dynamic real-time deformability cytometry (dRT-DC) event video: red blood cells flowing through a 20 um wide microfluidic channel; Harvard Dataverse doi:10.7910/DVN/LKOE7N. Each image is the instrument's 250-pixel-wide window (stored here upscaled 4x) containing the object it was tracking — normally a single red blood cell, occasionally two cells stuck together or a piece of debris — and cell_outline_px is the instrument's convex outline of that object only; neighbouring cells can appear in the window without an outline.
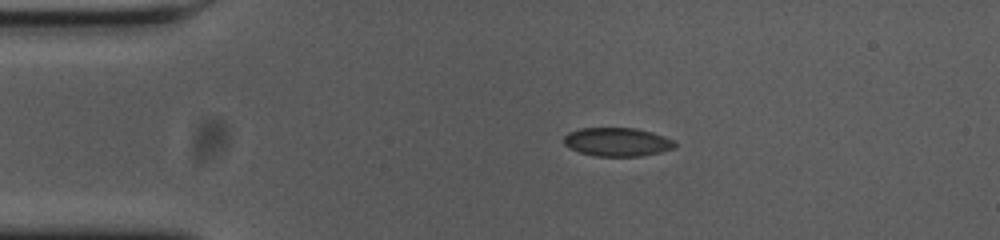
{"species": "common noctule bat (a hibernating species)", "species_latin": "Nyctalus noctula", "temperature_condition": "cold", "stored_images_in_passage": 46, "camera_frame_rate_fps": 3000, "um_per_image_px": 0.085, "animal": {"sex": "female", "body_mass_g": 23.0, "forearm_length_mm": 53.4}, "frame": {"image": 1, "passage_image": 1, "time_ms": 0.0, "image_size_px": [1000, 240], "cell_outline_px": [[676, 148], [660, 152], [640, 156], [596, 156], [580, 152], [564, 144], [564, 136], [568, 132], [580, 128], [636, 128], [652, 132], [664, 136], [672, 140], [676, 144]], "centroid_in_image_um": [52.48, 12.06], "position_along_channel_um": 32.5, "area_um2": 18.44}}
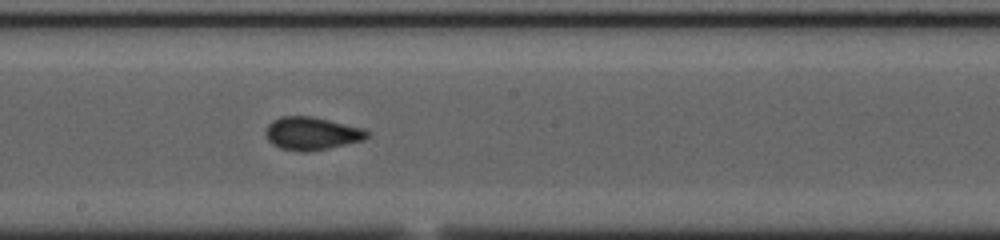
{"frame": {"image": 2, "passage_image": 20, "time_ms": 6.333, "image_size_px": [1000, 240], "cell_outline_px": [[368, 136], [364, 140], [328, 148], [308, 152], [300, 152], [280, 148], [272, 144], [268, 140], [264, 132], [268, 124], [272, 120], [280, 116], [312, 116], [364, 128], [368, 132]], "centroid_in_image_um": [26.47, 11.34], "position_along_channel_um": 221.7, "area_um2": 19.59}}
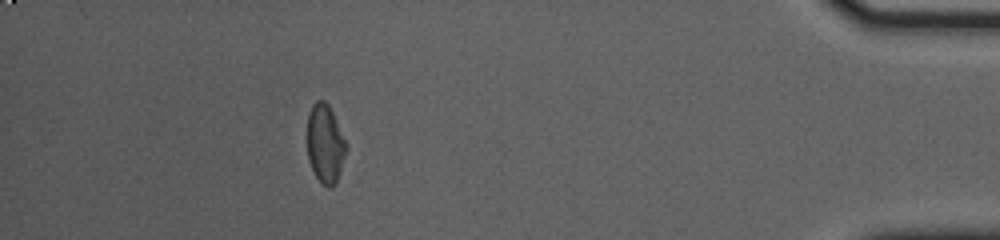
{"frame": {"image": 3, "passage_image": 40, "time_ms": 13.0, "image_size_px": [1000, 240], "cell_outline_px": [[348, 148], [336, 180], [332, 188], [328, 188], [320, 184], [308, 160], [308, 112], [312, 104], [316, 100], [324, 100], [328, 104], [332, 112]], "centroid_in_image_um": [27.62, 12.23], "position_along_channel_um": 407.6, "area_um2": 17.69}, "authors_computed_cell_mechanics": {"area_um2": 18.7272, "velocity_mm_per_s": 3.6361, "shape_relaxation_time_tau1_ms": 5.4853, "shape_relaxation_time_tau2_ms": 1.6319, "deformation_change_tau1": 0.1203, "deformation_change_tau2": 0.0528}}